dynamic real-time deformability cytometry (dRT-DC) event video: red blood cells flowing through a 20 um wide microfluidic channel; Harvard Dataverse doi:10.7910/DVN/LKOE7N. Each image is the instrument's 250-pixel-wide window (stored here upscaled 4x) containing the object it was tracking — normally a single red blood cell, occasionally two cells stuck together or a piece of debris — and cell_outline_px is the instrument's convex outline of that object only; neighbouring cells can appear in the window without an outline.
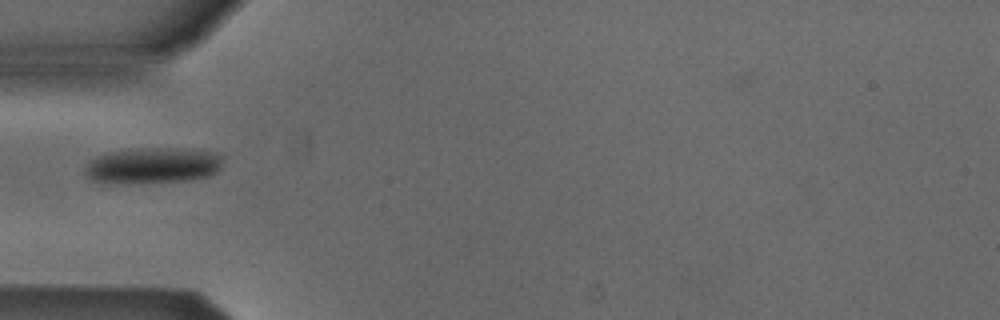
{"species": "Egyptian fruit bat (a non-hibernating species)", "species_latin": "Rousettus aegyptiacus", "temperature_condition": "cold", "stored_images_in_passage": 35, "camera_frame_rate_fps": 3000, "um_per_image_px": 0.085, "animal": {"sex": "male"}, "frame": {"image": 1, "passage_image": 1, "time_ms": 0.0, "image_size_px": [1000, 320], "cell_outline_px": [[224, 156], [220, 168], [216, 172], [208, 176], [184, 180], [92, 180], [84, 172], [84, 168], [88, 160], [96, 156], [108, 152], [128, 148], [184, 148], [208, 152]], "centroid_in_image_um": [13.0, 13.99], "position_along_channel_um": 72.0, "area_um2": 27.74}}
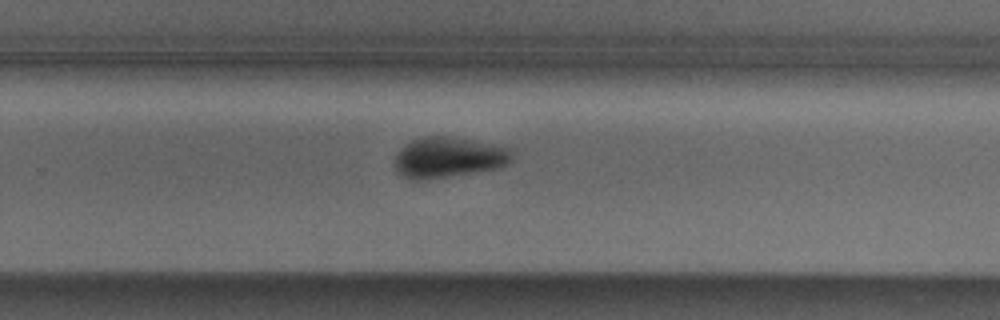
{"frame": {"image": 2, "passage_image": 18, "time_ms": 5.667, "image_size_px": [1000, 320], "cell_outline_px": [[512, 160], [508, 164], [500, 168], [416, 180], [400, 176], [396, 172], [392, 164], [400, 148], [404, 144], [412, 140], [428, 136], [448, 136], [492, 144], [512, 148]], "centroid_in_image_um": [38.09, 13.37], "position_along_channel_um": 291.7, "area_um2": 27.69}}
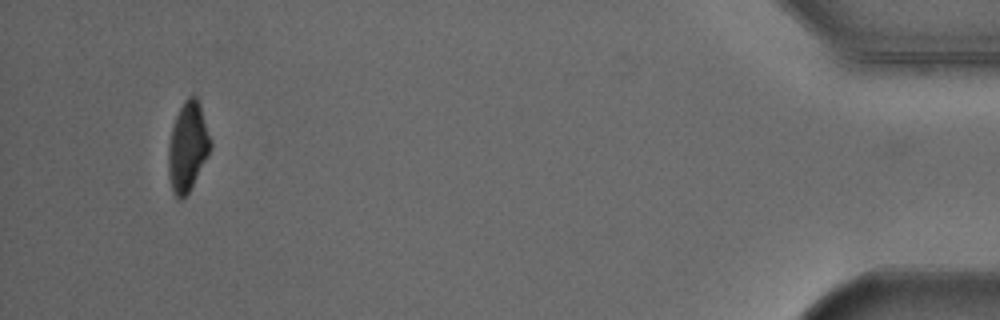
{"frame": {"image": 3, "passage_image": 34, "time_ms": 11.0, "image_size_px": [1000, 320], "cell_outline_px": [[212, 148], [208, 156], [188, 192], [180, 200], [172, 192], [168, 176], [168, 144], [172, 128], [176, 116], [184, 100], [188, 96], [196, 96], [200, 104], [212, 144]], "centroid_in_image_um": [15.94, 12.47], "position_along_channel_um": 419.3, "area_um2": 21.79}}